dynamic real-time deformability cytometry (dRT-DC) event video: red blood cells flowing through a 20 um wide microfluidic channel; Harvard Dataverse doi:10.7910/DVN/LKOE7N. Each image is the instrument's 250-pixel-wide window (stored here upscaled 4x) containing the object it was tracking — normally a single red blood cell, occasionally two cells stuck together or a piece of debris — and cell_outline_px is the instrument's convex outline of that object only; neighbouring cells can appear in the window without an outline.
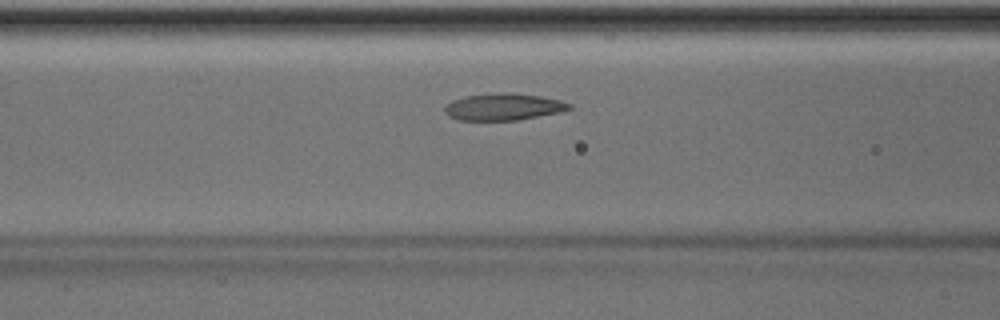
{"species": "Egyptian fruit bat (a non-hibernating species)", "species_latin": "Rousettus aegyptiacus", "temperature_condition": "room temperature", "stored_images_in_passage": 39, "camera_frame_rate_fps": 3000, "um_per_image_px": 0.085, "animal": {"sex": "male"}, "frame": {"image": 1, "passage_image": 9, "time_ms": 2.667, "image_size_px": [1000, 320], "cell_outline_px": [[572, 108], [560, 112], [516, 120], [460, 120], [448, 116], [444, 112], [444, 104], [452, 100], [464, 96], [504, 92], [512, 92], [540, 96], [560, 100], [572, 104]], "centroid_in_image_um": [42.76, 9.07], "position_along_channel_um": 123.8, "area_um2": 19.59}}
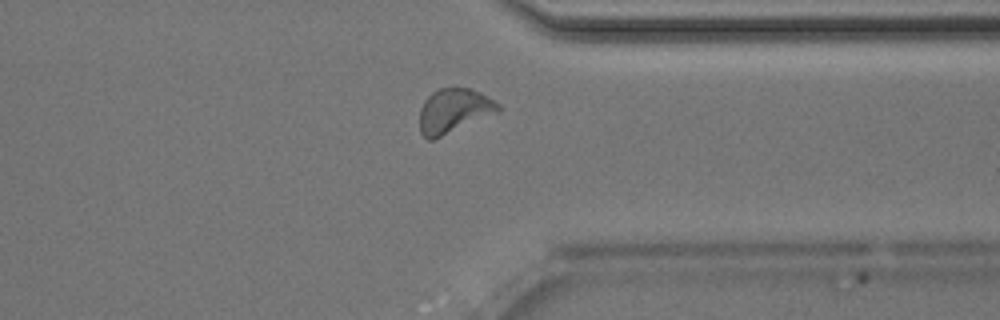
{"frame": {"image": 2, "passage_image": 28, "time_ms": 9.0, "image_size_px": [1000, 320], "cell_outline_px": [[504, 108], [500, 112], [432, 140], [428, 140], [420, 132], [420, 108], [424, 100], [432, 92], [440, 88], [468, 88], [480, 92], [500, 104]], "centroid_in_image_um": [38.6, 9.42], "position_along_channel_um": 372.8, "area_um2": 20.4}}
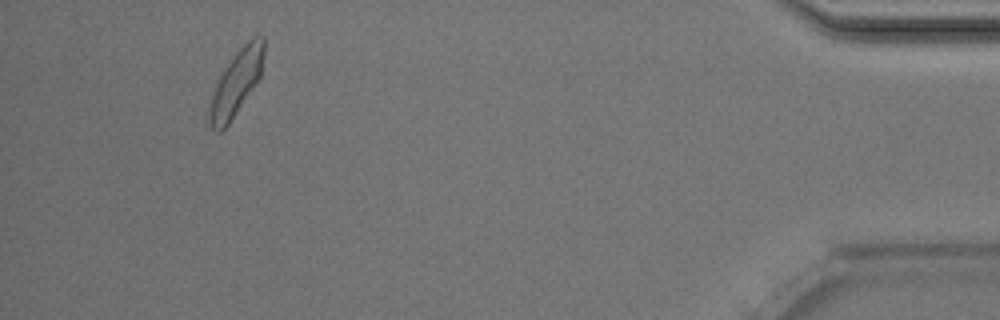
{"frame": {"image": 3, "passage_image": 36, "time_ms": 11.667, "image_size_px": [1000, 320], "cell_outline_px": [[264, 52], [260, 76], [256, 84], [228, 124], [220, 132], [216, 132], [212, 128], [208, 112], [208, 108], [216, 84], [224, 68], [236, 52], [248, 40], [256, 36], [264, 36]], "centroid_in_image_um": [20.08, 7.03], "position_along_channel_um": 415.1, "area_um2": 20.23}, "authors_computed_cell_mechanics": {"area_um2": 19.5942, "velocity_mm_per_s": 3.9625, "shape_relaxation_time_tau1_ms": 3.948, "shape_relaxation_time_tau2_ms": 1.483, "deformation_change_tau1": 0.1152, "deformation_change_tau2": 0.0768}}